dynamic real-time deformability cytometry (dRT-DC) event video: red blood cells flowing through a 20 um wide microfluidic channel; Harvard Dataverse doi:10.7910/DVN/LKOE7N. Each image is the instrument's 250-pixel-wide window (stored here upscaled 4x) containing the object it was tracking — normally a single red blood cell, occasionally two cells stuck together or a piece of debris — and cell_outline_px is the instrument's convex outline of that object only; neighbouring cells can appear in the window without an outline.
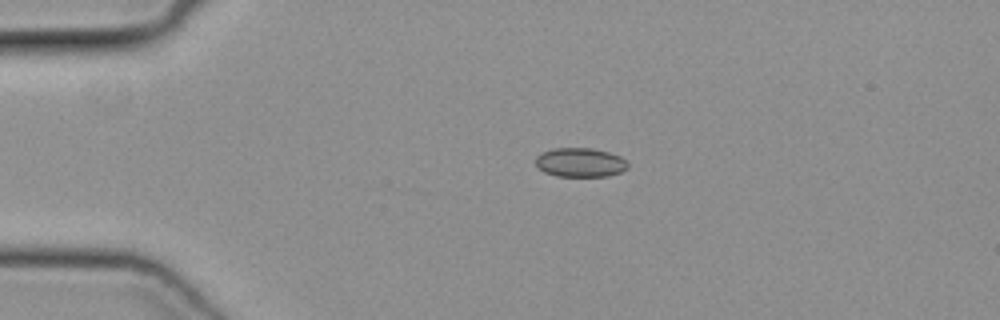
{"species": "common noctule bat (a hibernating species)", "species_latin": "Nyctalus noctula", "temperature_condition": "cold", "stored_images_in_passage": 31, "camera_frame_rate_fps": 3000, "um_per_image_px": 0.085, "animal": {"sex": "female", "body_mass_g": 19.3, "forearm_length_mm": 54.1}, "frame": {"image": 1, "passage_image": 2, "time_ms": 0.333, "image_size_px": [1000, 320], "cell_outline_px": [[628, 168], [620, 172], [608, 176], [556, 176], [544, 172], [536, 164], [536, 156], [552, 148], [592, 148], [608, 152], [620, 156], [628, 164]], "centroid_in_image_um": [49.32, 13.81], "position_along_channel_um": 35.7, "area_um2": 15.55}}
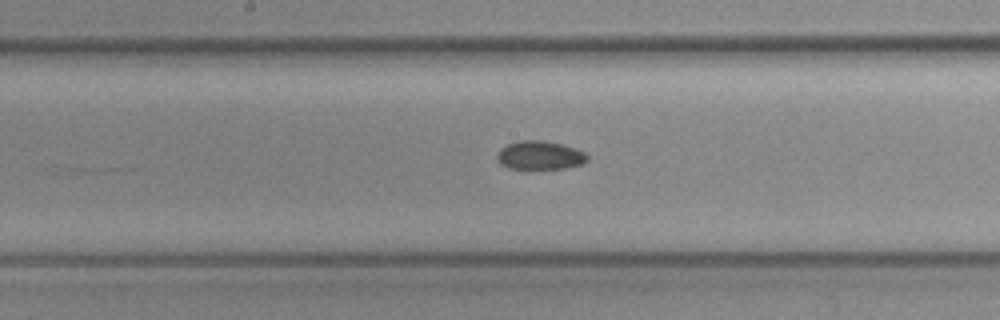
{"frame": {"image": 2, "passage_image": 17, "time_ms": 5.333, "image_size_px": [1000, 320], "cell_outline_px": [[588, 160], [584, 164], [564, 168], [508, 168], [500, 164], [496, 156], [500, 148], [508, 144], [520, 140], [544, 140], [564, 144], [576, 148], [584, 152], [588, 156]], "centroid_in_image_um": [45.91, 13.18], "position_along_channel_um": 202.3, "area_um2": 15.14}}
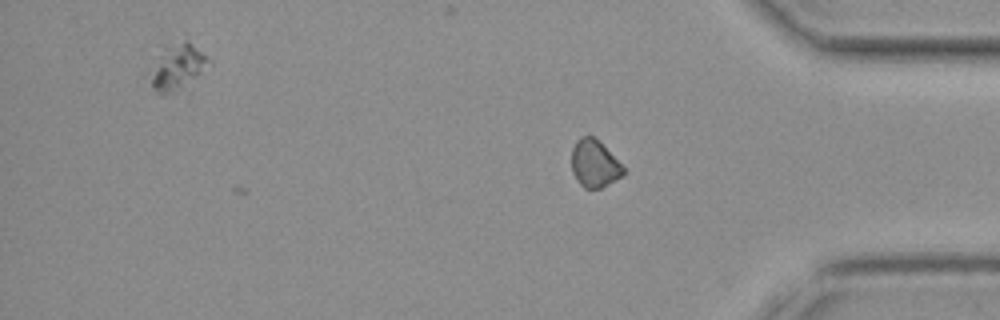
{"frame": {"image": 3, "passage_image": 31, "time_ms": 10.0, "image_size_px": [1000, 320], "cell_outline_px": [[624, 176], [600, 188], [584, 188], [576, 180], [572, 172], [572, 148], [576, 140], [580, 136], [592, 136], [624, 168]], "centroid_in_image_um": [50.49, 13.94], "position_along_channel_um": 384.7, "area_um2": 13.93}}